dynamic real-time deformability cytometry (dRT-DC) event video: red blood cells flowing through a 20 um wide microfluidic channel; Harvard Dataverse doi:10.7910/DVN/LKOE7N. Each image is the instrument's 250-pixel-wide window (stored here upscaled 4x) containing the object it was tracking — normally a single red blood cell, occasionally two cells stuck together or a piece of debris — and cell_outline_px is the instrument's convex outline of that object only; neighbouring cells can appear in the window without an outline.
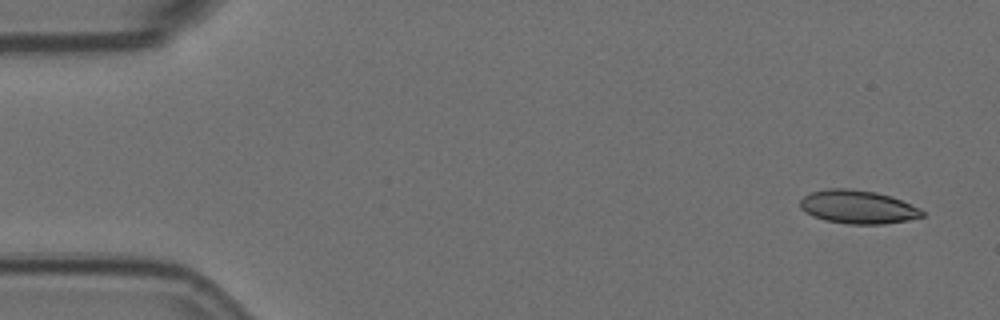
{"species": "Egyptian fruit bat (a non-hibernating species)", "species_latin": "Rousettus aegyptiacus", "temperature_condition": "room temperature", "stored_images_in_passage": 7, "camera_frame_rate_fps": 3000, "um_per_image_px": 0.085, "animal": {"sex": "female"}, "frame": {"image": 1, "passage_image": 1, "time_ms": 0.0, "image_size_px": [1000, 320], "cell_outline_px": [[924, 216], [908, 220], [884, 224], [848, 224], [824, 220], [812, 216], [804, 212], [800, 208], [800, 200], [808, 192], [828, 188], [848, 188], [876, 192], [892, 196], [920, 208], [924, 212]], "centroid_in_image_um": [72.89, 17.58], "position_along_channel_um": 12.1, "area_um2": 24.04}}
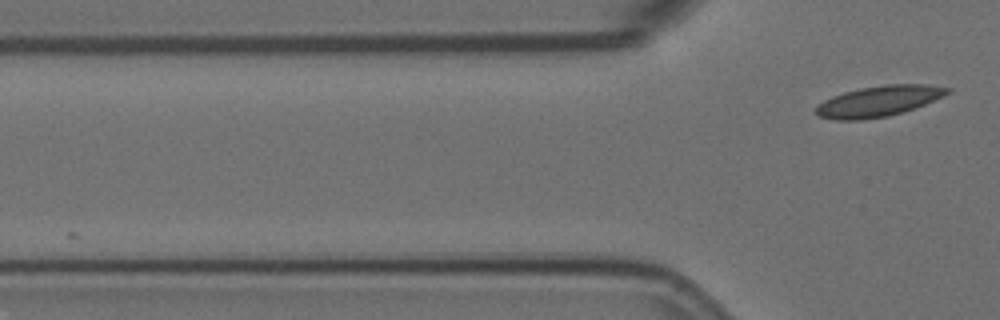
{"frame": {"image": 2, "passage_image": 7, "time_ms": 2.0, "image_size_px": [1000, 320], "cell_outline_px": [[952, 88], [948, 92], [924, 104], [904, 112], [888, 116], [860, 120], [836, 120], [820, 116], [812, 112], [824, 100], [832, 96], [844, 92], [860, 88], [888, 84], [924, 84]], "centroid_in_image_um": [74.63, 8.6], "position_along_channel_um": 51.2, "area_um2": 23.24}}